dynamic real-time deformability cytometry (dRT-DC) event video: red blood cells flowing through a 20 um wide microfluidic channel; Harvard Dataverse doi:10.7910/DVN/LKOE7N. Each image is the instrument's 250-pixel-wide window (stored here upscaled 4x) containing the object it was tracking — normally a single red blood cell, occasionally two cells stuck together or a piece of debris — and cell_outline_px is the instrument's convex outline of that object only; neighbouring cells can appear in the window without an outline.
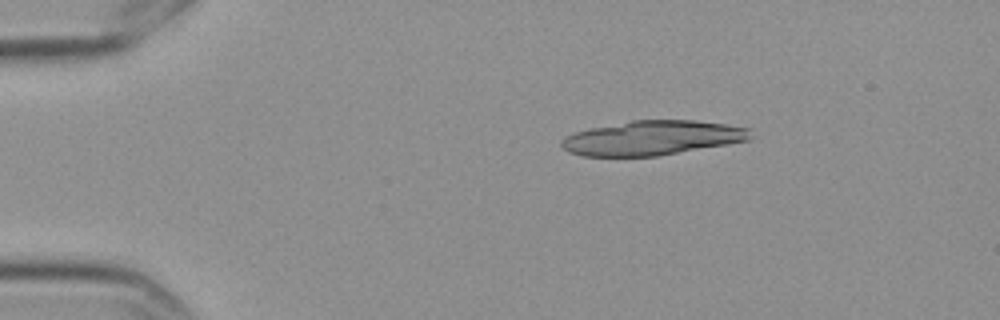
{"species": "Egyptian fruit bat (a non-hibernating species)", "species_latin": "Rousettus aegyptiacus", "temperature_condition": "cold", "stored_images_in_passage": 5, "camera_frame_rate_fps": 3000, "um_per_image_px": 0.085, "frame": {"image": 1, "passage_image": 3, "time_ms": 0.667, "image_size_px": [1000, 320], "cell_outline_px": [[752, 136], [748, 140], [728, 144], [656, 156], [584, 156], [568, 152], [560, 144], [568, 136], [576, 132], [592, 128], [632, 120], [696, 120], [724, 124], [748, 128]], "centroid_in_image_um": [55.47, 11.72], "position_along_channel_um": 29.5, "area_um2": 37.51}}